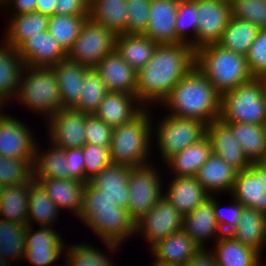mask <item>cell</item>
I'll return each instance as SVG.
<instances>
[{"instance_id":"cell-64","label":"cell","mask_w":266,"mask_h":266,"mask_svg":"<svg viewBox=\"0 0 266 266\" xmlns=\"http://www.w3.org/2000/svg\"><path fill=\"white\" fill-rule=\"evenodd\" d=\"M87 4H88V6L94 1V0H84Z\"/></svg>"},{"instance_id":"cell-14","label":"cell","mask_w":266,"mask_h":266,"mask_svg":"<svg viewBox=\"0 0 266 266\" xmlns=\"http://www.w3.org/2000/svg\"><path fill=\"white\" fill-rule=\"evenodd\" d=\"M21 119L0 112V155L20 160H34L36 136Z\"/></svg>"},{"instance_id":"cell-49","label":"cell","mask_w":266,"mask_h":266,"mask_svg":"<svg viewBox=\"0 0 266 266\" xmlns=\"http://www.w3.org/2000/svg\"><path fill=\"white\" fill-rule=\"evenodd\" d=\"M126 34H144L149 23L151 0H126Z\"/></svg>"},{"instance_id":"cell-11","label":"cell","mask_w":266,"mask_h":266,"mask_svg":"<svg viewBox=\"0 0 266 266\" xmlns=\"http://www.w3.org/2000/svg\"><path fill=\"white\" fill-rule=\"evenodd\" d=\"M83 224H86L101 242L124 244L132 240L136 233L135 220L127 209L119 206L97 209L83 221Z\"/></svg>"},{"instance_id":"cell-12","label":"cell","mask_w":266,"mask_h":266,"mask_svg":"<svg viewBox=\"0 0 266 266\" xmlns=\"http://www.w3.org/2000/svg\"><path fill=\"white\" fill-rule=\"evenodd\" d=\"M27 225L25 234L24 260L31 265L53 266L59 257L64 256L65 239L54 227H38ZM56 266V264L54 265Z\"/></svg>"},{"instance_id":"cell-25","label":"cell","mask_w":266,"mask_h":266,"mask_svg":"<svg viewBox=\"0 0 266 266\" xmlns=\"http://www.w3.org/2000/svg\"><path fill=\"white\" fill-rule=\"evenodd\" d=\"M129 166L111 164L101 170L89 183L102 196L127 209L129 201Z\"/></svg>"},{"instance_id":"cell-45","label":"cell","mask_w":266,"mask_h":266,"mask_svg":"<svg viewBox=\"0 0 266 266\" xmlns=\"http://www.w3.org/2000/svg\"><path fill=\"white\" fill-rule=\"evenodd\" d=\"M197 0H179L176 14V44L191 45L196 40L198 28Z\"/></svg>"},{"instance_id":"cell-61","label":"cell","mask_w":266,"mask_h":266,"mask_svg":"<svg viewBox=\"0 0 266 266\" xmlns=\"http://www.w3.org/2000/svg\"><path fill=\"white\" fill-rule=\"evenodd\" d=\"M151 266H180V265L162 263V262L154 259V261L151 263Z\"/></svg>"},{"instance_id":"cell-31","label":"cell","mask_w":266,"mask_h":266,"mask_svg":"<svg viewBox=\"0 0 266 266\" xmlns=\"http://www.w3.org/2000/svg\"><path fill=\"white\" fill-rule=\"evenodd\" d=\"M211 155V142L205 135L198 142L188 145L181 152L169 158L164 166L166 165L165 169H169L170 173L168 174L173 177L196 176L198 170Z\"/></svg>"},{"instance_id":"cell-40","label":"cell","mask_w":266,"mask_h":266,"mask_svg":"<svg viewBox=\"0 0 266 266\" xmlns=\"http://www.w3.org/2000/svg\"><path fill=\"white\" fill-rule=\"evenodd\" d=\"M259 27L250 22L231 17L217 44L235 53L246 56L256 39Z\"/></svg>"},{"instance_id":"cell-59","label":"cell","mask_w":266,"mask_h":266,"mask_svg":"<svg viewBox=\"0 0 266 266\" xmlns=\"http://www.w3.org/2000/svg\"><path fill=\"white\" fill-rule=\"evenodd\" d=\"M12 262V260H6L0 256V266H12V264H16V266L19 265L17 262Z\"/></svg>"},{"instance_id":"cell-34","label":"cell","mask_w":266,"mask_h":266,"mask_svg":"<svg viewBox=\"0 0 266 266\" xmlns=\"http://www.w3.org/2000/svg\"><path fill=\"white\" fill-rule=\"evenodd\" d=\"M3 41L17 49L27 38L41 31H47L49 17L33 11L22 14H8Z\"/></svg>"},{"instance_id":"cell-46","label":"cell","mask_w":266,"mask_h":266,"mask_svg":"<svg viewBox=\"0 0 266 266\" xmlns=\"http://www.w3.org/2000/svg\"><path fill=\"white\" fill-rule=\"evenodd\" d=\"M33 160L0 155V186L28 183L33 179Z\"/></svg>"},{"instance_id":"cell-38","label":"cell","mask_w":266,"mask_h":266,"mask_svg":"<svg viewBox=\"0 0 266 266\" xmlns=\"http://www.w3.org/2000/svg\"><path fill=\"white\" fill-rule=\"evenodd\" d=\"M35 180L28 183L1 186L0 219L26 224L28 215V189Z\"/></svg>"},{"instance_id":"cell-44","label":"cell","mask_w":266,"mask_h":266,"mask_svg":"<svg viewBox=\"0 0 266 266\" xmlns=\"http://www.w3.org/2000/svg\"><path fill=\"white\" fill-rule=\"evenodd\" d=\"M82 84L79 102L73 109L92 115L98 110L108 89L94 68L85 74Z\"/></svg>"},{"instance_id":"cell-28","label":"cell","mask_w":266,"mask_h":266,"mask_svg":"<svg viewBox=\"0 0 266 266\" xmlns=\"http://www.w3.org/2000/svg\"><path fill=\"white\" fill-rule=\"evenodd\" d=\"M0 44V104L5 107L15 100L25 63L17 49L1 40ZM12 99V100H11Z\"/></svg>"},{"instance_id":"cell-50","label":"cell","mask_w":266,"mask_h":266,"mask_svg":"<svg viewBox=\"0 0 266 266\" xmlns=\"http://www.w3.org/2000/svg\"><path fill=\"white\" fill-rule=\"evenodd\" d=\"M229 206H224L219 203L217 195H213V209L216 216L217 224L222 234H229L238 224V221L243 210V205L230 196Z\"/></svg>"},{"instance_id":"cell-51","label":"cell","mask_w":266,"mask_h":266,"mask_svg":"<svg viewBox=\"0 0 266 266\" xmlns=\"http://www.w3.org/2000/svg\"><path fill=\"white\" fill-rule=\"evenodd\" d=\"M248 69L255 78H262L266 73V28H260L246 55Z\"/></svg>"},{"instance_id":"cell-35","label":"cell","mask_w":266,"mask_h":266,"mask_svg":"<svg viewBox=\"0 0 266 266\" xmlns=\"http://www.w3.org/2000/svg\"><path fill=\"white\" fill-rule=\"evenodd\" d=\"M105 245V249L109 251L104 252L103 248L91 246L88 243H78L65 245L64 257H62L70 266H115L109 252L116 254L118 250H121L122 244H117L110 241H102ZM88 244V245H87ZM106 253V254H105Z\"/></svg>"},{"instance_id":"cell-3","label":"cell","mask_w":266,"mask_h":266,"mask_svg":"<svg viewBox=\"0 0 266 266\" xmlns=\"http://www.w3.org/2000/svg\"><path fill=\"white\" fill-rule=\"evenodd\" d=\"M151 109L144 108L129 122L113 128L109 147L112 164L133 168L152 163L151 155L154 151L150 150L152 146L155 147L152 142V124L156 119Z\"/></svg>"},{"instance_id":"cell-6","label":"cell","mask_w":266,"mask_h":266,"mask_svg":"<svg viewBox=\"0 0 266 266\" xmlns=\"http://www.w3.org/2000/svg\"><path fill=\"white\" fill-rule=\"evenodd\" d=\"M223 122L263 125L266 120V85L262 78L236 86L221 96Z\"/></svg>"},{"instance_id":"cell-18","label":"cell","mask_w":266,"mask_h":266,"mask_svg":"<svg viewBox=\"0 0 266 266\" xmlns=\"http://www.w3.org/2000/svg\"><path fill=\"white\" fill-rule=\"evenodd\" d=\"M206 136L210 139L212 153L238 171L247 169L251 165L232 129L221 119L214 120L206 125Z\"/></svg>"},{"instance_id":"cell-8","label":"cell","mask_w":266,"mask_h":266,"mask_svg":"<svg viewBox=\"0 0 266 266\" xmlns=\"http://www.w3.org/2000/svg\"><path fill=\"white\" fill-rule=\"evenodd\" d=\"M155 166V163H150L129 169L130 192L127 210L135 222L151 210L164 194L165 178L161 177Z\"/></svg>"},{"instance_id":"cell-43","label":"cell","mask_w":266,"mask_h":266,"mask_svg":"<svg viewBox=\"0 0 266 266\" xmlns=\"http://www.w3.org/2000/svg\"><path fill=\"white\" fill-rule=\"evenodd\" d=\"M87 17L89 15H63L55 13L49 16L47 31L68 52L77 39Z\"/></svg>"},{"instance_id":"cell-20","label":"cell","mask_w":266,"mask_h":266,"mask_svg":"<svg viewBox=\"0 0 266 266\" xmlns=\"http://www.w3.org/2000/svg\"><path fill=\"white\" fill-rule=\"evenodd\" d=\"M179 0H151L149 23L144 35L157 45L176 44L175 21Z\"/></svg>"},{"instance_id":"cell-10","label":"cell","mask_w":266,"mask_h":266,"mask_svg":"<svg viewBox=\"0 0 266 266\" xmlns=\"http://www.w3.org/2000/svg\"><path fill=\"white\" fill-rule=\"evenodd\" d=\"M182 225L183 215L163 195L151 210L136 221L135 237H144L142 239L150 249L159 240L182 230Z\"/></svg>"},{"instance_id":"cell-54","label":"cell","mask_w":266,"mask_h":266,"mask_svg":"<svg viewBox=\"0 0 266 266\" xmlns=\"http://www.w3.org/2000/svg\"><path fill=\"white\" fill-rule=\"evenodd\" d=\"M67 161L71 165V180H82L85 182L84 155L82 148L65 149Z\"/></svg>"},{"instance_id":"cell-19","label":"cell","mask_w":266,"mask_h":266,"mask_svg":"<svg viewBox=\"0 0 266 266\" xmlns=\"http://www.w3.org/2000/svg\"><path fill=\"white\" fill-rule=\"evenodd\" d=\"M182 229L202 249H207V242L215 241L223 235L216 221L213 209V195H210L192 212L183 216ZM211 239V240H210Z\"/></svg>"},{"instance_id":"cell-56","label":"cell","mask_w":266,"mask_h":266,"mask_svg":"<svg viewBox=\"0 0 266 266\" xmlns=\"http://www.w3.org/2000/svg\"><path fill=\"white\" fill-rule=\"evenodd\" d=\"M36 3L37 0H0V11L6 9L5 12H9V14L33 12L35 11Z\"/></svg>"},{"instance_id":"cell-5","label":"cell","mask_w":266,"mask_h":266,"mask_svg":"<svg viewBox=\"0 0 266 266\" xmlns=\"http://www.w3.org/2000/svg\"><path fill=\"white\" fill-rule=\"evenodd\" d=\"M16 100L32 113L46 120L62 109L60 89L51 67L25 66Z\"/></svg>"},{"instance_id":"cell-42","label":"cell","mask_w":266,"mask_h":266,"mask_svg":"<svg viewBox=\"0 0 266 266\" xmlns=\"http://www.w3.org/2000/svg\"><path fill=\"white\" fill-rule=\"evenodd\" d=\"M26 224L0 219V256L22 264L24 260Z\"/></svg>"},{"instance_id":"cell-63","label":"cell","mask_w":266,"mask_h":266,"mask_svg":"<svg viewBox=\"0 0 266 266\" xmlns=\"http://www.w3.org/2000/svg\"><path fill=\"white\" fill-rule=\"evenodd\" d=\"M263 83L266 85V73L264 74V76L262 77Z\"/></svg>"},{"instance_id":"cell-16","label":"cell","mask_w":266,"mask_h":266,"mask_svg":"<svg viewBox=\"0 0 266 266\" xmlns=\"http://www.w3.org/2000/svg\"><path fill=\"white\" fill-rule=\"evenodd\" d=\"M229 195L244 207L266 214V171L257 163L238 171Z\"/></svg>"},{"instance_id":"cell-27","label":"cell","mask_w":266,"mask_h":266,"mask_svg":"<svg viewBox=\"0 0 266 266\" xmlns=\"http://www.w3.org/2000/svg\"><path fill=\"white\" fill-rule=\"evenodd\" d=\"M201 248L182 229L159 240L150 255L162 263L184 266Z\"/></svg>"},{"instance_id":"cell-17","label":"cell","mask_w":266,"mask_h":266,"mask_svg":"<svg viewBox=\"0 0 266 266\" xmlns=\"http://www.w3.org/2000/svg\"><path fill=\"white\" fill-rule=\"evenodd\" d=\"M17 51L28 67H52L67 59V52L49 31H41L30 36Z\"/></svg>"},{"instance_id":"cell-47","label":"cell","mask_w":266,"mask_h":266,"mask_svg":"<svg viewBox=\"0 0 266 266\" xmlns=\"http://www.w3.org/2000/svg\"><path fill=\"white\" fill-rule=\"evenodd\" d=\"M231 17L266 28V1L229 0Z\"/></svg>"},{"instance_id":"cell-4","label":"cell","mask_w":266,"mask_h":266,"mask_svg":"<svg viewBox=\"0 0 266 266\" xmlns=\"http://www.w3.org/2000/svg\"><path fill=\"white\" fill-rule=\"evenodd\" d=\"M195 66L221 96L253 78L248 69L246 56L217 43L195 51Z\"/></svg>"},{"instance_id":"cell-48","label":"cell","mask_w":266,"mask_h":266,"mask_svg":"<svg viewBox=\"0 0 266 266\" xmlns=\"http://www.w3.org/2000/svg\"><path fill=\"white\" fill-rule=\"evenodd\" d=\"M109 147L110 146H97L91 144H85L82 147L86 183H89V181L101 170L112 164Z\"/></svg>"},{"instance_id":"cell-15","label":"cell","mask_w":266,"mask_h":266,"mask_svg":"<svg viewBox=\"0 0 266 266\" xmlns=\"http://www.w3.org/2000/svg\"><path fill=\"white\" fill-rule=\"evenodd\" d=\"M197 11L196 40L190 45L194 51L218 43L231 19L229 0H197Z\"/></svg>"},{"instance_id":"cell-33","label":"cell","mask_w":266,"mask_h":266,"mask_svg":"<svg viewBox=\"0 0 266 266\" xmlns=\"http://www.w3.org/2000/svg\"><path fill=\"white\" fill-rule=\"evenodd\" d=\"M38 142L34 149L33 177L71 180V165L67 161L65 149L58 148L51 142H48V149H42Z\"/></svg>"},{"instance_id":"cell-29","label":"cell","mask_w":266,"mask_h":266,"mask_svg":"<svg viewBox=\"0 0 266 266\" xmlns=\"http://www.w3.org/2000/svg\"><path fill=\"white\" fill-rule=\"evenodd\" d=\"M212 247L213 250L209 249L217 266H260L264 260L257 250L243 245L229 234L221 235Z\"/></svg>"},{"instance_id":"cell-9","label":"cell","mask_w":266,"mask_h":266,"mask_svg":"<svg viewBox=\"0 0 266 266\" xmlns=\"http://www.w3.org/2000/svg\"><path fill=\"white\" fill-rule=\"evenodd\" d=\"M115 40L116 35L110 29L87 17L67 52V59L94 68L103 57L115 50Z\"/></svg>"},{"instance_id":"cell-2","label":"cell","mask_w":266,"mask_h":266,"mask_svg":"<svg viewBox=\"0 0 266 266\" xmlns=\"http://www.w3.org/2000/svg\"><path fill=\"white\" fill-rule=\"evenodd\" d=\"M160 106L169 115L194 118L208 125L212 121L220 119L221 95L194 65L174 85L170 95Z\"/></svg>"},{"instance_id":"cell-37","label":"cell","mask_w":266,"mask_h":266,"mask_svg":"<svg viewBox=\"0 0 266 266\" xmlns=\"http://www.w3.org/2000/svg\"><path fill=\"white\" fill-rule=\"evenodd\" d=\"M60 211L42 186L34 181L28 189V215L26 225L56 227ZM55 222V223H54ZM35 224V225H34Z\"/></svg>"},{"instance_id":"cell-22","label":"cell","mask_w":266,"mask_h":266,"mask_svg":"<svg viewBox=\"0 0 266 266\" xmlns=\"http://www.w3.org/2000/svg\"><path fill=\"white\" fill-rule=\"evenodd\" d=\"M59 210H69L74 217L83 210V194L86 182L82 180L54 179L47 177H33Z\"/></svg>"},{"instance_id":"cell-52","label":"cell","mask_w":266,"mask_h":266,"mask_svg":"<svg viewBox=\"0 0 266 266\" xmlns=\"http://www.w3.org/2000/svg\"><path fill=\"white\" fill-rule=\"evenodd\" d=\"M113 128L94 114L88 115L84 129L86 144L110 146Z\"/></svg>"},{"instance_id":"cell-24","label":"cell","mask_w":266,"mask_h":266,"mask_svg":"<svg viewBox=\"0 0 266 266\" xmlns=\"http://www.w3.org/2000/svg\"><path fill=\"white\" fill-rule=\"evenodd\" d=\"M164 184V196L184 216L209 198V194L195 176L173 177ZM166 185H168L166 187Z\"/></svg>"},{"instance_id":"cell-53","label":"cell","mask_w":266,"mask_h":266,"mask_svg":"<svg viewBox=\"0 0 266 266\" xmlns=\"http://www.w3.org/2000/svg\"><path fill=\"white\" fill-rule=\"evenodd\" d=\"M117 205L108 198L102 196L101 192L95 189L90 183H86L83 194V210L78 216L82 222L95 210L113 208Z\"/></svg>"},{"instance_id":"cell-13","label":"cell","mask_w":266,"mask_h":266,"mask_svg":"<svg viewBox=\"0 0 266 266\" xmlns=\"http://www.w3.org/2000/svg\"><path fill=\"white\" fill-rule=\"evenodd\" d=\"M88 115L73 108L58 110L45 120L47 140L58 148H82L86 144L84 129Z\"/></svg>"},{"instance_id":"cell-65","label":"cell","mask_w":266,"mask_h":266,"mask_svg":"<svg viewBox=\"0 0 266 266\" xmlns=\"http://www.w3.org/2000/svg\"><path fill=\"white\" fill-rule=\"evenodd\" d=\"M63 261L66 263V264H64V265H58V266H70L64 259H63ZM57 266V265H56Z\"/></svg>"},{"instance_id":"cell-58","label":"cell","mask_w":266,"mask_h":266,"mask_svg":"<svg viewBox=\"0 0 266 266\" xmlns=\"http://www.w3.org/2000/svg\"><path fill=\"white\" fill-rule=\"evenodd\" d=\"M56 0H37L35 11L46 16L55 14Z\"/></svg>"},{"instance_id":"cell-30","label":"cell","mask_w":266,"mask_h":266,"mask_svg":"<svg viewBox=\"0 0 266 266\" xmlns=\"http://www.w3.org/2000/svg\"><path fill=\"white\" fill-rule=\"evenodd\" d=\"M51 68L60 89L62 108H74L82 92L83 77L91 68L68 59L60 61Z\"/></svg>"},{"instance_id":"cell-32","label":"cell","mask_w":266,"mask_h":266,"mask_svg":"<svg viewBox=\"0 0 266 266\" xmlns=\"http://www.w3.org/2000/svg\"><path fill=\"white\" fill-rule=\"evenodd\" d=\"M229 235L262 255L266 250V214L243 207L238 224Z\"/></svg>"},{"instance_id":"cell-60","label":"cell","mask_w":266,"mask_h":266,"mask_svg":"<svg viewBox=\"0 0 266 266\" xmlns=\"http://www.w3.org/2000/svg\"><path fill=\"white\" fill-rule=\"evenodd\" d=\"M256 163L266 171V153Z\"/></svg>"},{"instance_id":"cell-36","label":"cell","mask_w":266,"mask_h":266,"mask_svg":"<svg viewBox=\"0 0 266 266\" xmlns=\"http://www.w3.org/2000/svg\"><path fill=\"white\" fill-rule=\"evenodd\" d=\"M157 44L144 34H121L116 36L115 50L138 72L152 58Z\"/></svg>"},{"instance_id":"cell-39","label":"cell","mask_w":266,"mask_h":266,"mask_svg":"<svg viewBox=\"0 0 266 266\" xmlns=\"http://www.w3.org/2000/svg\"><path fill=\"white\" fill-rule=\"evenodd\" d=\"M126 8V0H94L89 5V17L116 36L126 34Z\"/></svg>"},{"instance_id":"cell-41","label":"cell","mask_w":266,"mask_h":266,"mask_svg":"<svg viewBox=\"0 0 266 266\" xmlns=\"http://www.w3.org/2000/svg\"><path fill=\"white\" fill-rule=\"evenodd\" d=\"M233 131L245 156L256 163L266 153V141L263 126L250 123L224 122Z\"/></svg>"},{"instance_id":"cell-55","label":"cell","mask_w":266,"mask_h":266,"mask_svg":"<svg viewBox=\"0 0 266 266\" xmlns=\"http://www.w3.org/2000/svg\"><path fill=\"white\" fill-rule=\"evenodd\" d=\"M55 13L63 15H89V6L84 0H56Z\"/></svg>"},{"instance_id":"cell-62","label":"cell","mask_w":266,"mask_h":266,"mask_svg":"<svg viewBox=\"0 0 266 266\" xmlns=\"http://www.w3.org/2000/svg\"><path fill=\"white\" fill-rule=\"evenodd\" d=\"M262 126H263V130H264L265 141H266V120Z\"/></svg>"},{"instance_id":"cell-57","label":"cell","mask_w":266,"mask_h":266,"mask_svg":"<svg viewBox=\"0 0 266 266\" xmlns=\"http://www.w3.org/2000/svg\"><path fill=\"white\" fill-rule=\"evenodd\" d=\"M184 266H217L212 252L207 249H200Z\"/></svg>"},{"instance_id":"cell-1","label":"cell","mask_w":266,"mask_h":266,"mask_svg":"<svg viewBox=\"0 0 266 266\" xmlns=\"http://www.w3.org/2000/svg\"><path fill=\"white\" fill-rule=\"evenodd\" d=\"M194 65L195 51L190 45H157L150 61L137 72V100L145 108L159 107Z\"/></svg>"},{"instance_id":"cell-21","label":"cell","mask_w":266,"mask_h":266,"mask_svg":"<svg viewBox=\"0 0 266 266\" xmlns=\"http://www.w3.org/2000/svg\"><path fill=\"white\" fill-rule=\"evenodd\" d=\"M109 92L136 94L137 72L116 52L103 57L94 67Z\"/></svg>"},{"instance_id":"cell-26","label":"cell","mask_w":266,"mask_h":266,"mask_svg":"<svg viewBox=\"0 0 266 266\" xmlns=\"http://www.w3.org/2000/svg\"><path fill=\"white\" fill-rule=\"evenodd\" d=\"M237 172L235 167L212 153L195 177L209 195H229Z\"/></svg>"},{"instance_id":"cell-23","label":"cell","mask_w":266,"mask_h":266,"mask_svg":"<svg viewBox=\"0 0 266 266\" xmlns=\"http://www.w3.org/2000/svg\"><path fill=\"white\" fill-rule=\"evenodd\" d=\"M144 108L136 94L108 91L94 115L115 128L132 120Z\"/></svg>"},{"instance_id":"cell-67","label":"cell","mask_w":266,"mask_h":266,"mask_svg":"<svg viewBox=\"0 0 266 266\" xmlns=\"http://www.w3.org/2000/svg\"><path fill=\"white\" fill-rule=\"evenodd\" d=\"M265 264H266V263H265V261H264L260 266H266Z\"/></svg>"},{"instance_id":"cell-66","label":"cell","mask_w":266,"mask_h":266,"mask_svg":"<svg viewBox=\"0 0 266 266\" xmlns=\"http://www.w3.org/2000/svg\"><path fill=\"white\" fill-rule=\"evenodd\" d=\"M7 107H3L1 104H0V112L4 109H6Z\"/></svg>"},{"instance_id":"cell-7","label":"cell","mask_w":266,"mask_h":266,"mask_svg":"<svg viewBox=\"0 0 266 266\" xmlns=\"http://www.w3.org/2000/svg\"><path fill=\"white\" fill-rule=\"evenodd\" d=\"M152 125V139L157 145L156 151L159 150L162 164L206 135V124L194 118L164 113L159 122Z\"/></svg>"}]
</instances>
